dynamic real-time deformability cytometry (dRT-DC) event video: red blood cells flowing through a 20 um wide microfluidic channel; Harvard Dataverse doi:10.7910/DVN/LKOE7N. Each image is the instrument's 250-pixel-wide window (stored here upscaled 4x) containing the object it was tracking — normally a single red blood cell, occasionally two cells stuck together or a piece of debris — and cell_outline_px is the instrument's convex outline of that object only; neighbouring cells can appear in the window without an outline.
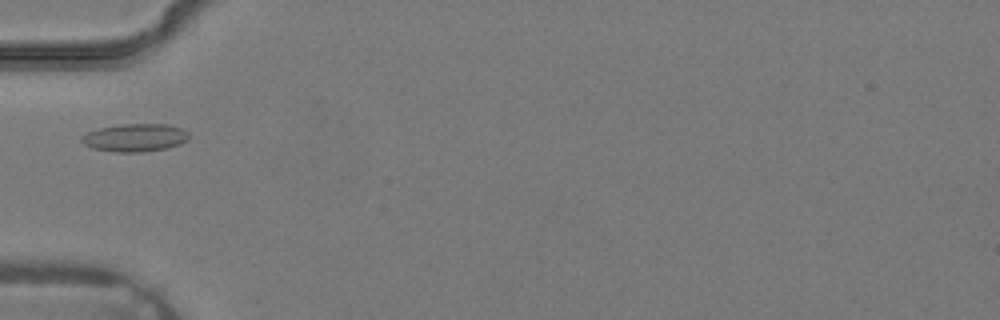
{"species": "common noctule bat (a hibernating species)", "species_latin": "Nyctalus noctula", "temperature_condition": "warm", "stored_images_in_passage": 21, "camera_frame_rate_fps": 3000, "um_per_image_px": 0.085, "animal": {"sex": "male", "body_mass_g": 19.2, "forearm_length_mm": 51.8}, "frame": {"image": 1, "passage_image": 1, "time_ms": 0.0, "image_size_px": [1000, 320], "cell_outline_px": [[188, 140], [180, 144], [168, 148], [140, 152], [116, 152], [92, 148], [84, 144], [80, 140], [80, 136], [88, 132], [100, 128], [124, 124], [164, 124], [180, 128], [188, 132]], "centroid_in_image_um": [11.46, 11.71], "position_along_channel_um": 73.5, "area_um2": 17.34}}
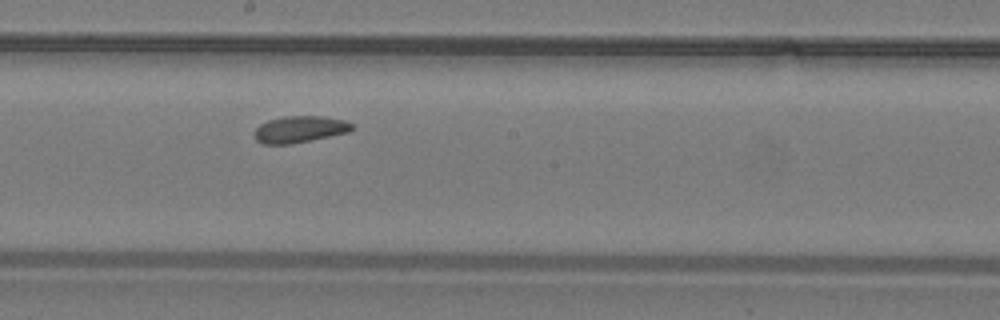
{"frame": {"image": 2, "passage_image": 9, "time_ms": 2.667, "image_size_px": [1000, 320], "cell_outline_px": [[356, 128], [348, 132], [292, 144], [264, 144], [256, 140], [252, 136], [252, 132], [260, 124], [268, 120], [284, 116], [324, 116], [344, 120], [352, 124]], "centroid_in_image_um": [25.44, 10.99], "position_along_channel_um": 222.8, "area_um2": 15.32}}
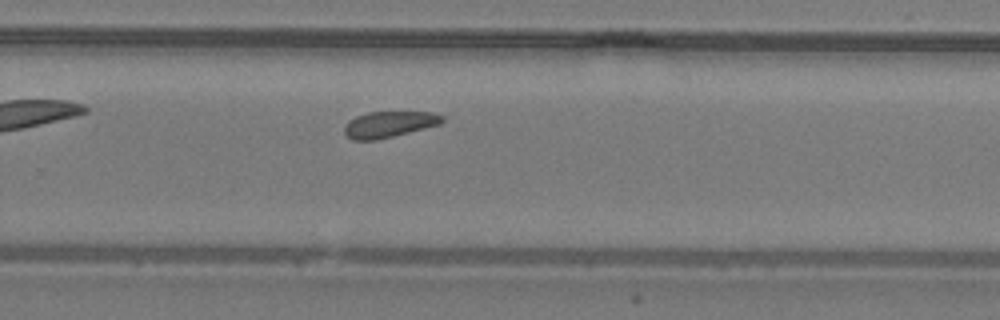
{"frame": {"image": 3, "passage_image": 13, "time_ms": 4.0, "image_size_px": [1000, 320], "cell_outline_px": [[444, 120], [440, 124], [376, 140], [352, 140], [344, 132], [344, 128], [348, 120], [356, 116], [368, 112], [432, 112], [444, 116]], "centroid_in_image_um": [33.05, 10.56], "position_along_channel_um": 296.7, "area_um2": 14.74}}